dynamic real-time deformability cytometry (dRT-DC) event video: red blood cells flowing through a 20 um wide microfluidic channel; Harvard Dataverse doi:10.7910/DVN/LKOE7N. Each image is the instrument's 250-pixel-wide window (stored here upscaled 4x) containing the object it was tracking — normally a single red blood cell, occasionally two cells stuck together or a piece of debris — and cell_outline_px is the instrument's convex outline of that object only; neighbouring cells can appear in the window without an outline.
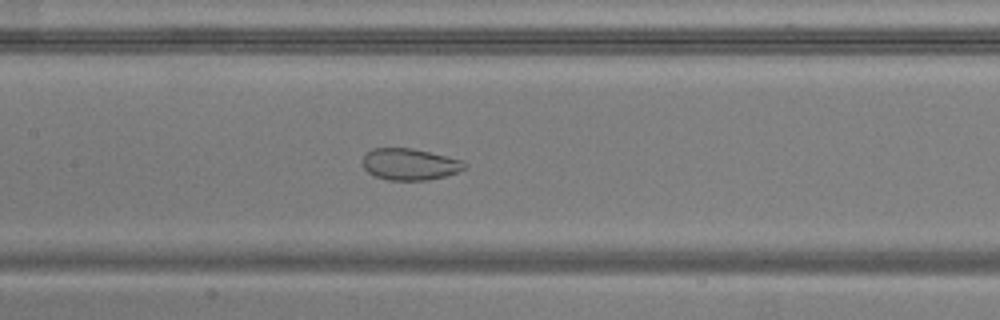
{"species": "common noctule bat (a hibernating species)", "species_latin": "Nyctalus noctula", "temperature_condition": "warm", "stored_images_in_passage": 52, "camera_frame_rate_fps": 3000, "um_per_image_px": 0.085, "animal": {"sex": "male", "body_mass_g": 20.5, "forearm_length_mm": 52.5}, "frame": {"image": 1, "passage_image": 24, "time_ms": 7.667, "image_size_px": [1000, 320], "cell_outline_px": [[468, 168], [444, 176], [428, 180], [388, 180], [376, 176], [368, 172], [364, 168], [360, 160], [364, 152], [372, 148], [412, 148], [464, 160], [468, 164]], "centroid_in_image_um": [34.81, 13.95], "position_along_channel_um": 172.6, "area_um2": 19.07}}
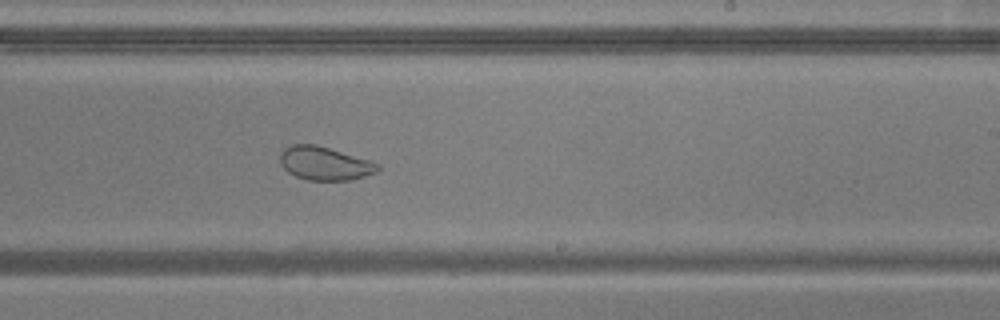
{"frame": {"image": 2, "passage_image": 31, "time_ms": 10.0, "image_size_px": [1000, 320], "cell_outline_px": [[380, 168], [376, 172], [364, 176], [348, 180], [308, 180], [296, 176], [288, 172], [280, 164], [280, 152], [284, 148], [292, 144], [316, 144], [368, 160], [380, 164]], "centroid_in_image_um": [27.56, 13.88], "position_along_channel_um": 261.4, "area_um2": 18.9}}
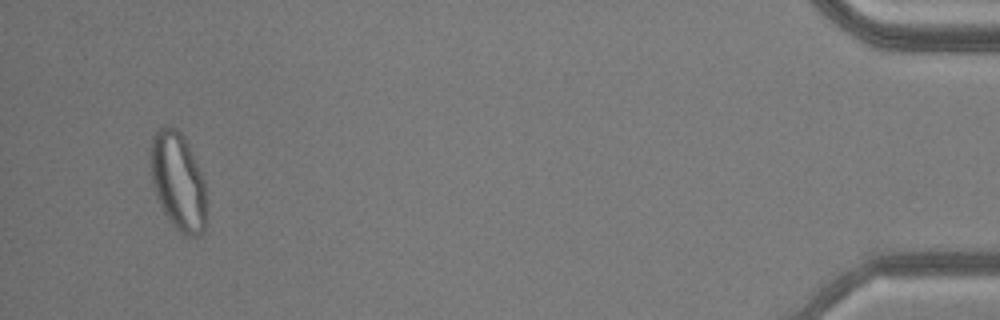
{"frame": {"image": 3, "passage_image": 50, "time_ms": 16.333, "image_size_px": [1000, 320], "cell_outline_px": [[208, 208], [204, 232], [196, 236], [184, 236], [172, 224], [164, 212], [156, 196], [152, 184], [152, 136], [164, 124], [168, 124], [176, 128], [184, 136], [188, 144], [204, 180]], "centroid_in_image_um": [15.18, 15.45], "position_along_channel_um": 420.0, "area_um2": 32.02}, "authors_computed_cell_mechanics": {"area_um2": 28.2064, "velocity_mm_per_s": 3.8211, "shape_relaxation_time_tau1_ms": null, "shape_relaxation_time_tau2_ms": 0.8899, "deformation_change_tau1": null, "deformation_change_tau2": 0.0647}}